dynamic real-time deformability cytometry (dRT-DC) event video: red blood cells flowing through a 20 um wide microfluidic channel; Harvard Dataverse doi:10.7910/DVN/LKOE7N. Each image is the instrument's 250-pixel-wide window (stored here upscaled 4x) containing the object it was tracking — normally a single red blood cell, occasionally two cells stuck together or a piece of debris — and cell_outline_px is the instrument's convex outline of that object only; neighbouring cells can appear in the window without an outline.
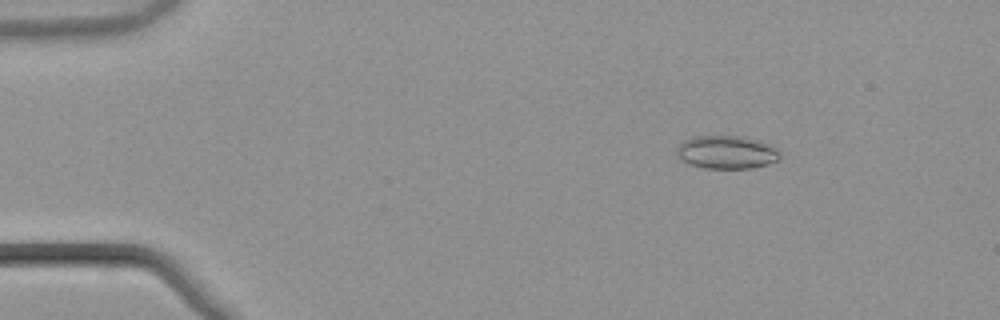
{"species": "common noctule bat (a hibernating species)", "species_latin": "Nyctalus noctula", "temperature_condition": "warm", "stored_images_in_passage": 55, "camera_frame_rate_fps": 3000, "um_per_image_px": 0.085, "animal": {"sex": "male", "body_mass_g": 21.5, "forearm_length_mm": 52.0}, "frame": {"image": 1, "passage_image": 9, "time_ms": 2.667, "image_size_px": [1000, 320], "cell_outline_px": [[780, 156], [776, 160], [768, 164], [752, 168], [704, 168], [688, 164], [680, 160], [676, 156], [676, 148], [684, 140], [696, 136], [744, 136], [768, 144], [776, 148], [780, 152]], "centroid_in_image_um": [61.72, 12.94], "position_along_channel_um": 23.3, "area_um2": 20.0}}
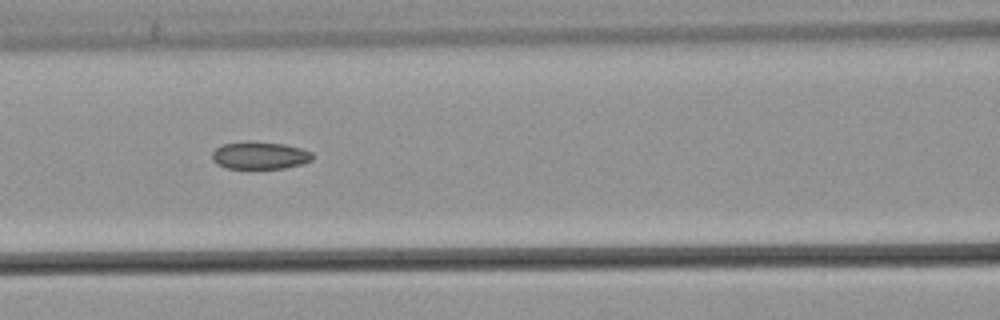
{"frame": {"image": 2, "passage_image": 25, "time_ms": 8.0, "image_size_px": [1000, 320], "cell_outline_px": [[312, 160], [304, 164], [284, 168], [224, 168], [216, 164], [212, 160], [212, 152], [216, 148], [224, 144], [244, 140], [252, 140], [284, 144], [300, 148], [312, 152]], "centroid_in_image_um": [22.06, 13.2], "position_along_channel_um": 144.5, "area_um2": 16.36}}
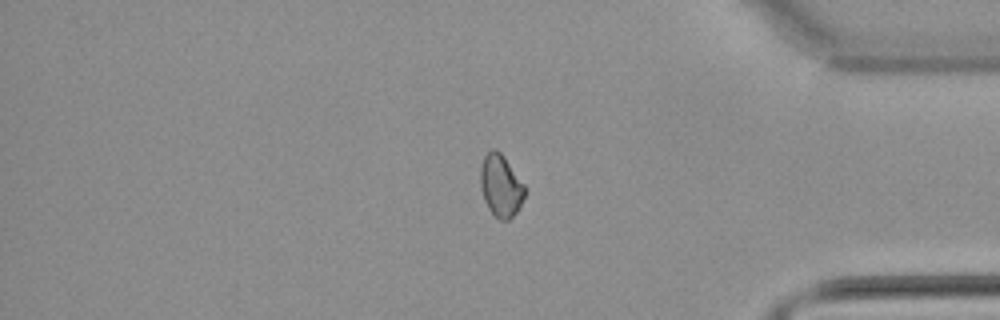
{"frame": {"image": 3, "passage_image": 46, "time_ms": 15.0, "image_size_px": [1000, 320], "cell_outline_px": [[524, 196], [520, 208], [508, 220], [500, 220], [488, 208], [484, 200], [480, 188], [480, 168], [484, 156], [492, 148], [496, 148], [504, 156], [524, 184]], "centroid_in_image_um": [42.55, 15.77], "position_along_channel_um": 392.7, "area_um2": 16.07}, "authors_computed_cell_mechanics": {"area_um2": 16.5886, "velocity_mm_per_s": 3.8767, "shape_relaxation_time_tau1_ms": null, "shape_relaxation_time_tau2_ms": 10.0897, "deformation_change_tau1": null, "deformation_change_tau2": 0.1321}}